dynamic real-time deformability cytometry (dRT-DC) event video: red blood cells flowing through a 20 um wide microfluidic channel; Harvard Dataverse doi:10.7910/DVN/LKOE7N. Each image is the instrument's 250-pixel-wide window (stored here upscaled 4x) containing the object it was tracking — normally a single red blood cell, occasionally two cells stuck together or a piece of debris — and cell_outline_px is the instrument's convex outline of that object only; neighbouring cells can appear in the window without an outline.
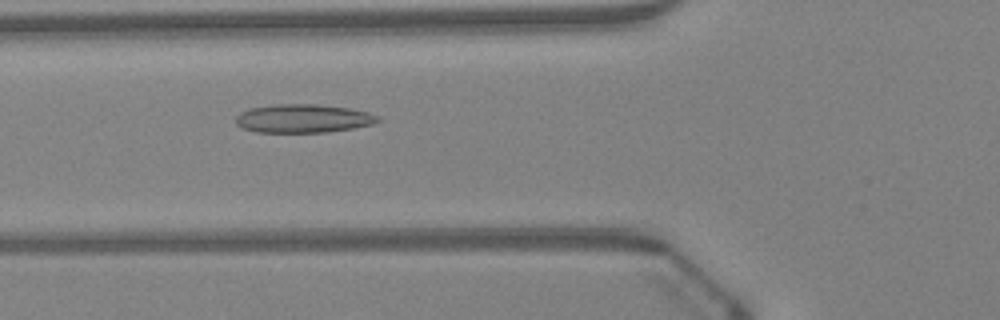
{"species": "Egyptian fruit bat (a non-hibernating species)", "species_latin": "Rousettus aegyptiacus", "temperature_condition": "warm", "stored_images_in_passage": 47, "camera_frame_rate_fps": 3000, "um_per_image_px": 0.085, "animal": {"sex": "female"}, "frame": {"image": 1, "passage_image": 17, "time_ms": 5.333, "image_size_px": [1000, 320], "cell_outline_px": [[380, 120], [372, 124], [352, 128], [324, 132], [256, 132], [240, 128], [236, 124], [236, 116], [240, 112], [252, 108], [276, 104], [316, 104], [352, 108], [368, 112], [380, 116]], "centroid_in_image_um": [25.76, 10.07], "position_along_channel_um": 100.0, "area_um2": 23.64}}
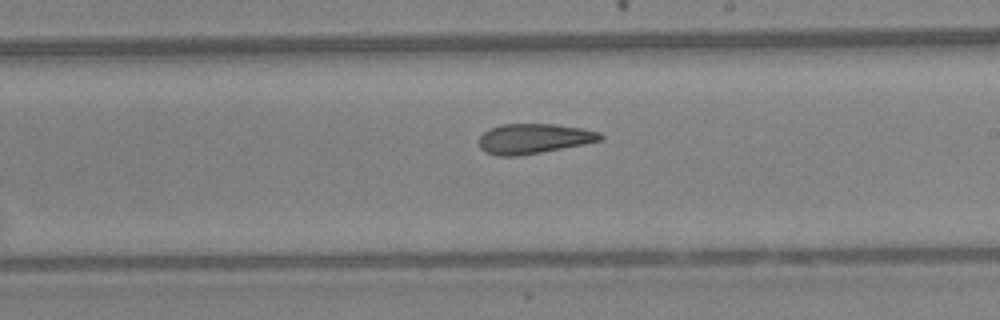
{"frame": {"image": 2, "passage_image": 27, "time_ms": 8.667, "image_size_px": [1000, 320], "cell_outline_px": [[604, 136], [600, 140], [584, 144], [540, 152], [516, 156], [500, 156], [484, 152], [480, 148], [480, 136], [488, 128], [500, 124], [552, 124], [584, 128], [600, 132]], "centroid_in_image_um": [45.35, 11.77], "position_along_channel_um": 243.6, "area_um2": 21.15}}
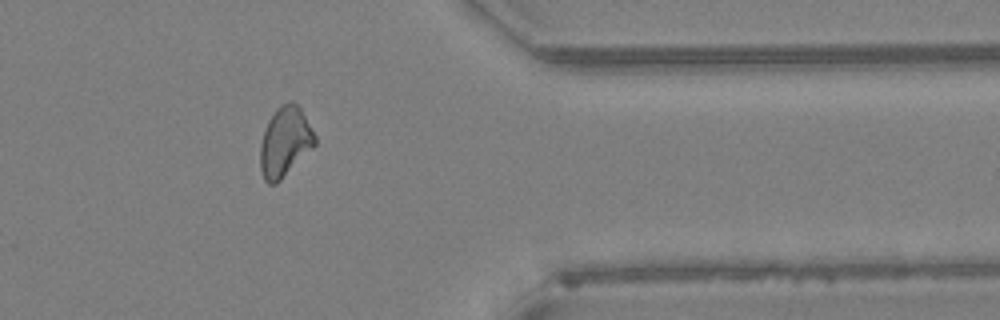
{"frame": {"image": 3, "passage_image": 38, "time_ms": 12.333, "image_size_px": [1000, 320], "cell_outline_px": [[316, 144], [276, 184], [268, 184], [264, 180], [260, 168], [260, 144], [268, 120], [276, 108], [280, 104], [288, 100], [292, 100], [300, 108], [316, 136]], "centroid_in_image_um": [24.2, 12.04], "position_along_channel_um": 387.2, "area_um2": 22.14}, "authors_computed_cell_mechanics": {"area_um2": 22.1374, "velocity_mm_per_s": 4.3248, "shape_relaxation_time_tau1_ms": null, "shape_relaxation_time_tau2_ms": 2.4454, "deformation_change_tau1": null, "deformation_change_tau2": 0.0883}}